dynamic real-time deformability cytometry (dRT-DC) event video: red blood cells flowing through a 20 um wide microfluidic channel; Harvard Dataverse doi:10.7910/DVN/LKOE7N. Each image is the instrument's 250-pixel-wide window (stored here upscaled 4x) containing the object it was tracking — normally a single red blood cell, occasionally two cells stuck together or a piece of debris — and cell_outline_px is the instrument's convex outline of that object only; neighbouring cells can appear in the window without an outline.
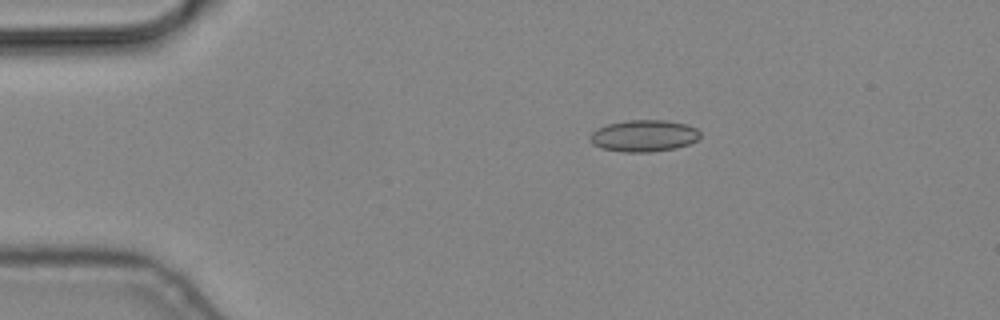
{"species": "common noctule bat (a hibernating species)", "species_latin": "Nyctalus noctula", "temperature_condition": "cold", "stored_images_in_passage": 5, "camera_frame_rate_fps": 3000, "um_per_image_px": 0.085, "animal": {"sex": "male", "body_mass_g": 19.2, "forearm_length_mm": 51.8}, "frame": {"image": 1, "passage_image": 2, "time_ms": 0.333, "image_size_px": [1000, 320], "cell_outline_px": [[700, 136], [696, 140], [688, 144], [676, 148], [648, 152], [624, 152], [604, 148], [592, 144], [592, 132], [608, 124], [628, 120], [664, 120], [688, 124], [696, 128], [700, 132]], "centroid_in_image_um": [54.78, 11.54], "position_along_channel_um": 30.2, "area_um2": 20.06}}
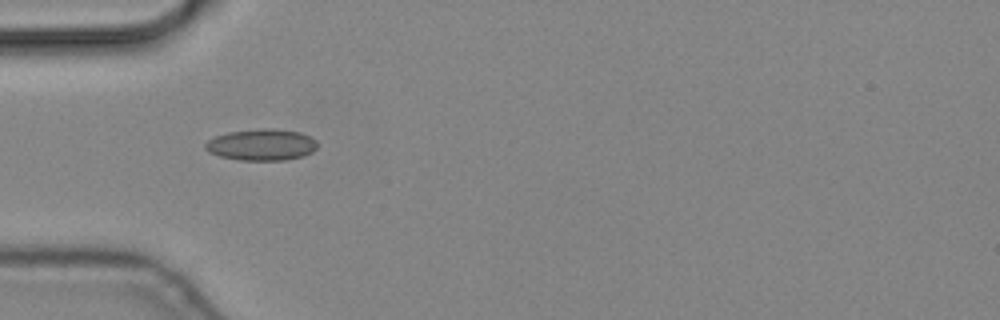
{"frame": {"image": 2, "passage_image": 4, "time_ms": 1.0, "image_size_px": [1000, 320], "cell_outline_px": [[316, 148], [312, 152], [304, 156], [284, 160], [240, 160], [220, 156], [208, 152], [204, 148], [204, 144], [208, 140], [216, 136], [228, 132], [264, 128], [272, 128], [300, 132], [316, 140]], "centroid_in_image_um": [22.22, 12.3], "position_along_channel_um": 62.8, "area_um2": 20.52}}
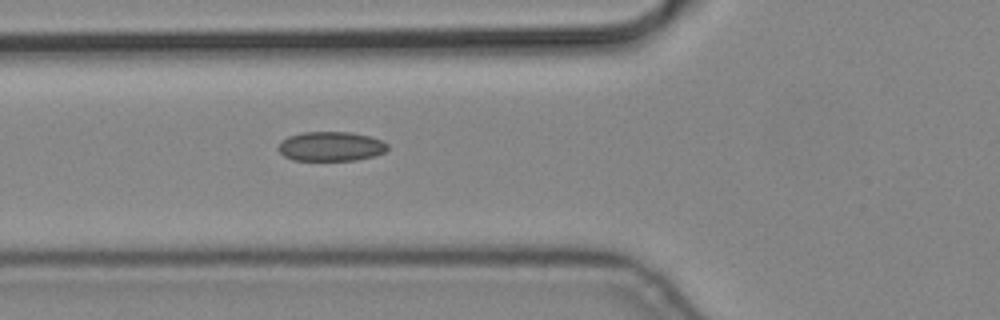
{"frame": {"image": 3, "passage_image": 5, "time_ms": 1.333, "image_size_px": [1000, 320], "cell_outline_px": [[388, 148], [384, 152], [372, 156], [356, 160], [292, 160], [284, 156], [276, 148], [280, 140], [288, 136], [300, 132], [352, 132], [368, 136], [380, 140], [388, 144]], "centroid_in_image_um": [28.06, 12.43], "position_along_channel_um": 97.7, "area_um2": 18.84}}